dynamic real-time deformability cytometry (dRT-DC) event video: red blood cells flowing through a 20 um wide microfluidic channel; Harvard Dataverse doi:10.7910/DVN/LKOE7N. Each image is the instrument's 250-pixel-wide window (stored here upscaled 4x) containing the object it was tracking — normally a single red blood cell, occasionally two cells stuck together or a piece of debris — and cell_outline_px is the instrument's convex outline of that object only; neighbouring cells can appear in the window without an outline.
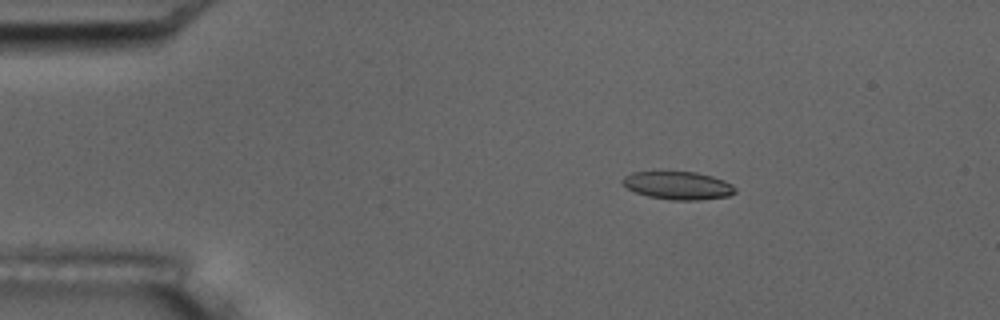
{"species": "common noctule bat (a hibernating species)", "species_latin": "Nyctalus noctula", "temperature_condition": "room temperature", "stored_images_in_passage": 5, "camera_frame_rate_fps": 3000, "um_per_image_px": 0.085, "animal": {"sex": "male", "body_mass_g": 17.5, "forearm_length_mm": 52.3}, "frame": {"image": 1, "passage_image": 3, "time_ms": 2.333, "image_size_px": [1000, 320], "cell_outline_px": [[736, 192], [728, 196], [696, 200], [672, 200], [648, 196], [636, 192], [628, 188], [620, 180], [624, 176], [632, 172], [660, 168], [696, 172], [712, 176], [724, 180], [732, 184], [736, 188]], "centroid_in_image_um": [57.58, 15.7], "position_along_channel_um": 27.4, "area_um2": 19.19}}